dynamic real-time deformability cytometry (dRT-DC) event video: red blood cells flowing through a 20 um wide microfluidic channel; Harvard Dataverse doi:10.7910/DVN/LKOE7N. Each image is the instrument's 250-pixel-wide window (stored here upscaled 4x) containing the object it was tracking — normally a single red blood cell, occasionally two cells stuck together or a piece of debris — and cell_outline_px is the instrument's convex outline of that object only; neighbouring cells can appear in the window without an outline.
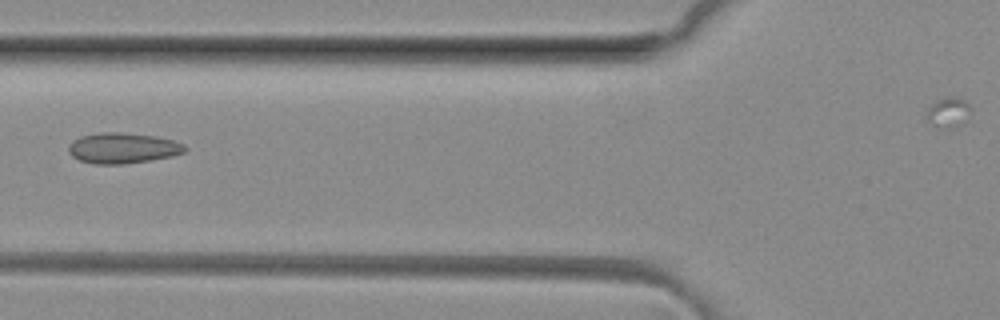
{"species": "common noctule bat (a hibernating species)", "species_latin": "Nyctalus noctula", "temperature_condition": "room temperature", "stored_images_in_passage": 5, "camera_frame_rate_fps": 3000, "um_per_image_px": 0.085, "animal": {"sex": "female", "body_mass_g": 29.2, "forearm_length_mm": 56.3}, "frame": {"image": 1, "passage_image": 5, "time_ms": 1.333, "image_size_px": [1000, 320], "cell_outline_px": [[188, 148], [184, 152], [172, 156], [124, 164], [96, 164], [80, 160], [72, 156], [68, 152], [68, 144], [72, 140], [80, 136], [100, 132], [120, 132], [156, 136], [172, 140], [184, 144]], "centroid_in_image_um": [10.41, 12.58], "position_along_channel_um": 115.4, "area_um2": 20.81}}